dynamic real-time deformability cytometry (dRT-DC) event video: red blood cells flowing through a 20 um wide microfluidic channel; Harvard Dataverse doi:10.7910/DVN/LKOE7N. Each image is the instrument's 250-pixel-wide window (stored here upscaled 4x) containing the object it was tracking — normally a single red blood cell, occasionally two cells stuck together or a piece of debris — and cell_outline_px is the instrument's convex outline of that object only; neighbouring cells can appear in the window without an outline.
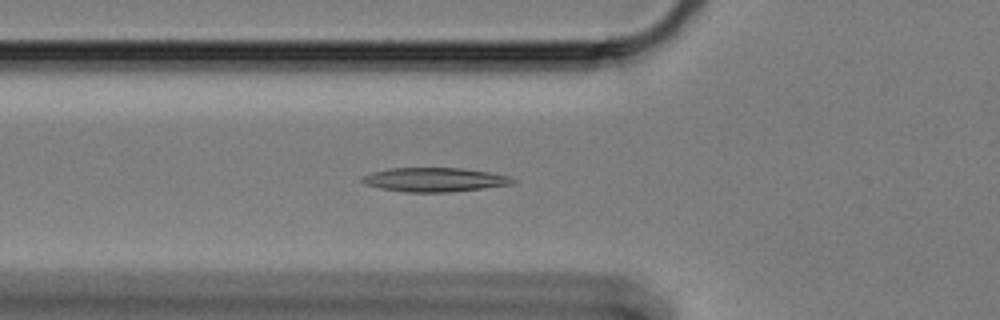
{"species": "Egyptian fruit bat (a non-hibernating species)", "species_latin": "Rousettus aegyptiacus", "temperature_condition": "cold", "stored_images_in_passage": 57, "camera_frame_rate_fps": 3000, "um_per_image_px": 0.085, "animal": {"sex": "female"}, "frame": {"image": 1, "passage_image": 18, "time_ms": 5.667, "image_size_px": [1000, 320], "cell_outline_px": [[516, 180], [512, 184], [448, 192], [404, 192], [380, 188], [364, 184], [360, 180], [364, 176], [372, 172], [392, 168], [460, 168], [488, 172], [508, 176]], "centroid_in_image_um": [36.89, 15.27], "position_along_channel_um": 88.9, "area_um2": 20.81}}
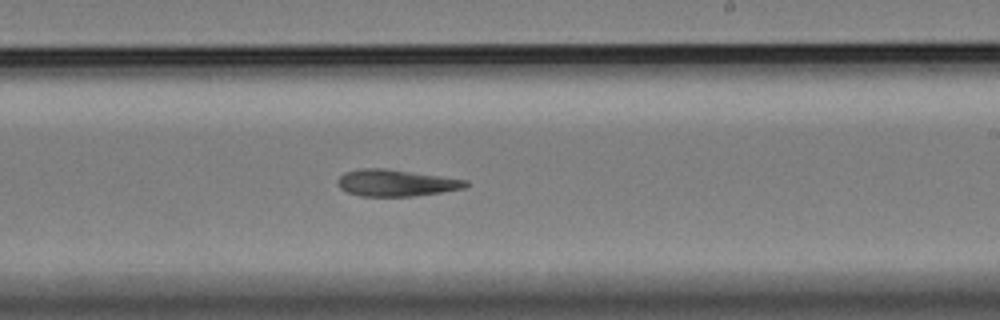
{"frame": {"image": 2, "passage_image": 33, "time_ms": 10.667, "image_size_px": [1000, 320], "cell_outline_px": [[468, 184], [464, 188], [440, 192], [412, 196], [360, 196], [348, 192], [340, 188], [336, 180], [344, 172], [360, 168], [384, 168], [468, 180]], "centroid_in_image_um": [33.61, 15.54], "position_along_channel_um": 255.4, "area_um2": 19.77}}
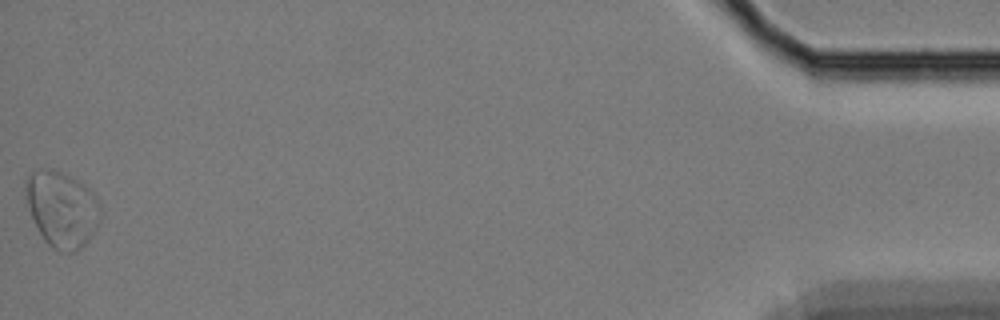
{"frame": {"image": 3, "passage_image": 57, "time_ms": 18.667, "image_size_px": [1000, 320], "cell_outline_px": [[100, 220], [96, 228], [88, 240], [76, 252], [60, 252], [52, 248], [44, 240], [28, 208], [24, 192], [24, 180], [32, 172], [48, 168], [52, 168], [84, 184], [92, 192], [100, 208]], "centroid_in_image_um": [5.23, 17.78], "position_along_channel_um": 430.0, "area_um2": 32.89}}